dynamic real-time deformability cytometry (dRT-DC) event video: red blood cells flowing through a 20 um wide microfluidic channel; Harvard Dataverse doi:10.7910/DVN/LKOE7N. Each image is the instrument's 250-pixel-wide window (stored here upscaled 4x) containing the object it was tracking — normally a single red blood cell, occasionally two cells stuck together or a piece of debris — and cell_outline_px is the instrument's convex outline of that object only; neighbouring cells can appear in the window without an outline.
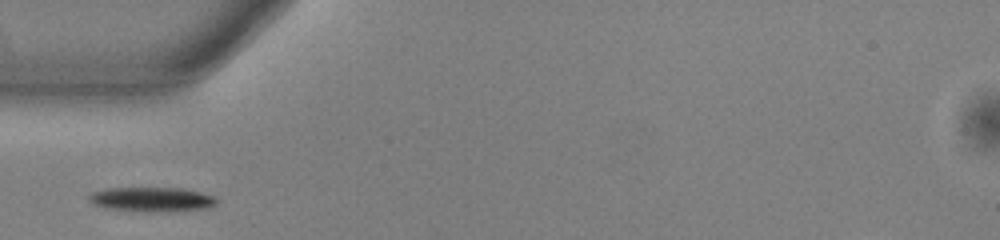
{"species": "common noctule bat (a hibernating species)", "species_latin": "Nyctalus noctula", "temperature_condition": "warm", "stored_images_in_passage": 37, "camera_frame_rate_fps": 3000, "um_per_image_px": 0.085, "animal": {"sex": "male", "body_mass_g": 13.0, "forearm_length_mm": 53.1}, "frame": {"image": 1, "passage_image": 1, "time_ms": 0.0, "image_size_px": [1000, 240], "cell_outline_px": [[216, 204], [208, 208], [172, 212], [144, 212], [108, 208], [92, 204], [88, 200], [88, 196], [92, 192], [104, 188], [180, 188], [200, 192], [212, 196], [216, 200]], "centroid_in_image_um": [12.87, 16.96], "position_along_channel_um": 72.1, "area_um2": 18.38}}
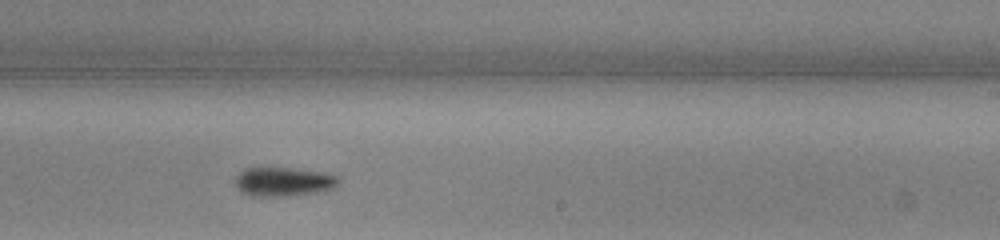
{"frame": {"image": 2, "passage_image": 16, "time_ms": 5.0, "image_size_px": [1000, 240], "cell_outline_px": [[340, 184], [336, 188], [316, 192], [288, 196], [252, 196], [240, 192], [236, 188], [236, 176], [244, 168], [292, 168], [324, 172], [336, 176], [340, 180]], "centroid_in_image_um": [24.11, 15.45], "position_along_channel_um": 264.9, "area_um2": 17.63}}
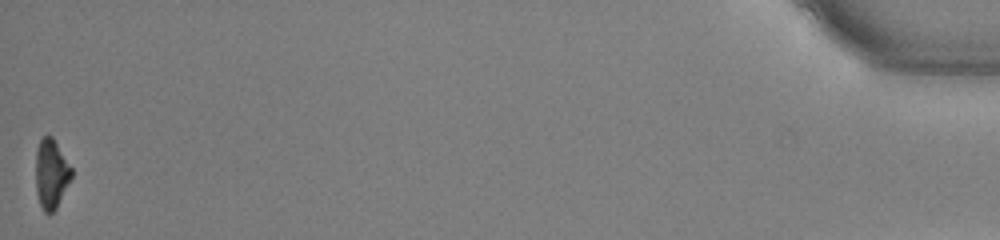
{"frame": {"image": 3, "passage_image": 37, "time_ms": 12.0, "image_size_px": [1000, 240], "cell_outline_px": [[72, 176], [56, 208], [48, 216], [44, 212], [40, 204], [36, 192], [36, 152], [40, 140], [44, 136], [52, 136], [72, 168]], "centroid_in_image_um": [4.34, 14.8], "position_along_channel_um": 430.9, "area_um2": 14.33}}